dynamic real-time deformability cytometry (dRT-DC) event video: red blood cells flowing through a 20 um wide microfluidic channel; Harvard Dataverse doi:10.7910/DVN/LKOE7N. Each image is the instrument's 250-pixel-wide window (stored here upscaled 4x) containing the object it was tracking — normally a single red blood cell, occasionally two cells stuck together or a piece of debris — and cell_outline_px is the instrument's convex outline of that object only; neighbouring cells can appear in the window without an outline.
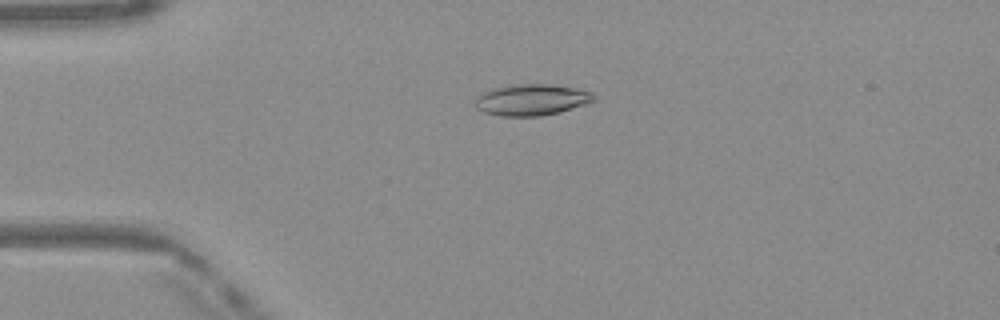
{"species": "Egyptian fruit bat (a non-hibernating species)", "species_latin": "Rousettus aegyptiacus", "temperature_condition": "warm", "stored_images_in_passage": 39, "camera_frame_rate_fps": 3000, "um_per_image_px": 0.085, "frame": {"image": 1, "passage_image": 12, "time_ms": 3.667, "image_size_px": [1000, 320], "cell_outline_px": [[596, 100], [560, 112], [540, 116], [500, 116], [484, 112], [476, 108], [472, 100], [476, 96], [492, 88], [516, 84], [552, 84], [576, 88], [592, 92], [596, 96]], "centroid_in_image_um": [45.16, 8.48], "position_along_channel_um": 39.8, "area_um2": 21.85}}
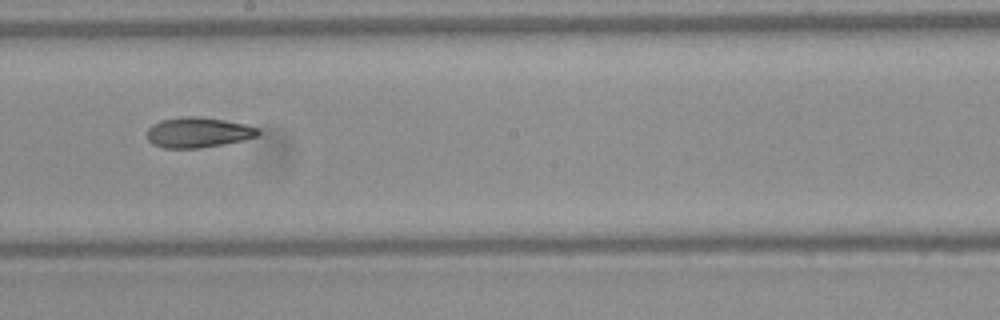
{"frame": {"image": 2, "passage_image": 28, "time_ms": 9.0, "image_size_px": [1000, 320], "cell_outline_px": [[260, 132], [256, 136], [244, 140], [200, 148], [164, 148], [152, 144], [148, 140], [148, 128], [152, 124], [160, 120], [184, 116], [196, 116], [224, 120], [244, 124], [260, 128]], "centroid_in_image_um": [16.82, 11.25], "position_along_channel_um": 231.4, "area_um2": 19.59}}
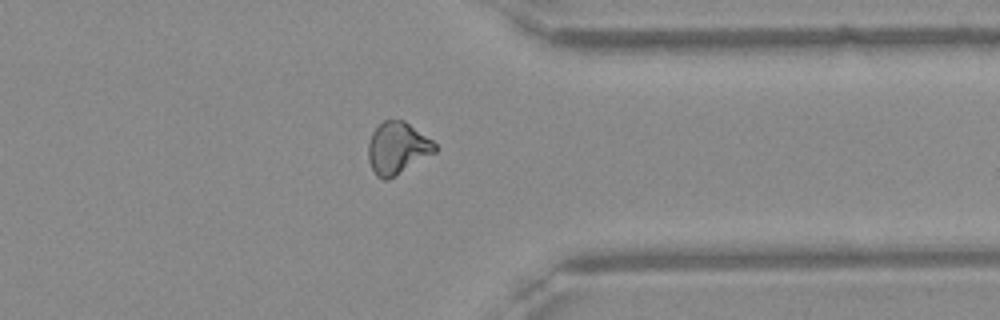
{"frame": {"image": 3, "passage_image": 39, "time_ms": 12.667, "image_size_px": [1000, 320], "cell_outline_px": [[436, 152], [388, 180], [384, 180], [376, 176], [368, 160], [368, 144], [372, 132], [384, 120], [404, 120], [432, 140], [436, 144]], "centroid_in_image_um": [33.77, 12.6], "position_along_channel_um": 377.6, "area_um2": 20.11}, "authors_computed_cell_mechanics": {"area_um2": 20.23, "velocity_mm_per_s": 4.1325, "shape_relaxation_time_tau1_ms": null, "shape_relaxation_time_tau2_ms": 4.352, "deformation_change_tau1": null, "deformation_change_tau2": 0.1094}}